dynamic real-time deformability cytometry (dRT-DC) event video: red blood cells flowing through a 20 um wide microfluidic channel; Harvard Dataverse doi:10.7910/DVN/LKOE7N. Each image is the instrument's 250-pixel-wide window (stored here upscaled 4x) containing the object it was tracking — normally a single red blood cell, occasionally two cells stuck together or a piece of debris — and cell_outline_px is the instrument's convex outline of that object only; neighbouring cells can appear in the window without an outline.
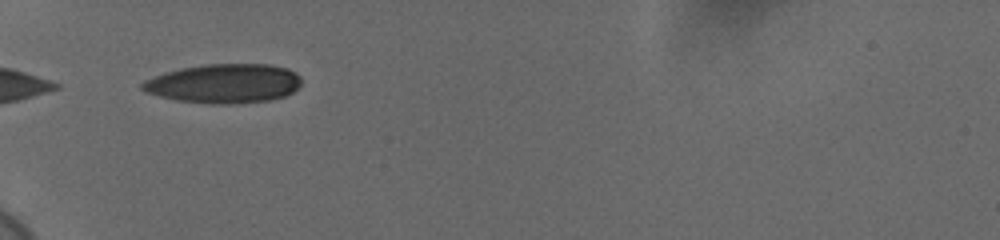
{"species": "human", "species_latin": "Homo sapiens", "temperature_condition": "cold", "stored_images_in_passage": 4, "camera_frame_rate_fps": 3000, "um_per_image_px": 0.085, "donor": {"sex": "female"}, "frame": {"image": 1, "passage_image": 1, "time_ms": 0.0, "image_size_px": [1000, 240], "cell_outline_px": [[300, 84], [292, 92], [284, 96], [268, 100], [228, 104], [212, 104], [176, 100], [160, 96], [148, 92], [140, 88], [140, 84], [144, 80], [180, 68], [204, 64], [268, 64], [288, 68], [296, 72], [300, 76]], "centroid_in_image_um": [19.05, 7.09], "position_along_channel_um": 65.9, "area_um2": 36.18}}